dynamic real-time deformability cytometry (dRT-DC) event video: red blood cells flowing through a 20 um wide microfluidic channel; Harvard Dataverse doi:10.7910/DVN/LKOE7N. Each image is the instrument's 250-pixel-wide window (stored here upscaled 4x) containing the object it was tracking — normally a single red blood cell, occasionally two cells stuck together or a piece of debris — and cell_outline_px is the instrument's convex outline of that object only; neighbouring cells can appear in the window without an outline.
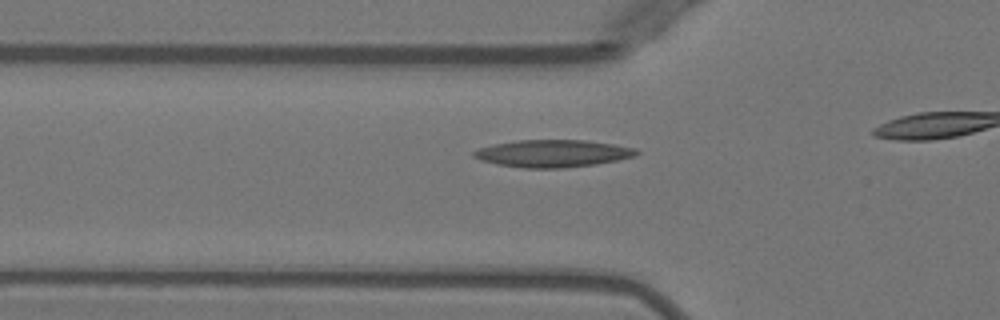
{"species": "Egyptian fruit bat (a non-hibernating species)", "species_latin": "Rousettus aegyptiacus", "temperature_condition": "warm", "stored_images_in_passage": 13, "camera_frame_rate_fps": 3000, "um_per_image_px": 0.085, "animal": {"sex": "female"}, "frame": {"image": 1, "passage_image": 8, "time_ms": 2.333, "image_size_px": [1000, 320], "cell_outline_px": [[640, 152], [636, 156], [596, 164], [564, 168], [524, 168], [496, 164], [480, 160], [472, 156], [472, 152], [480, 148], [496, 144], [516, 140], [584, 140], [616, 144], [636, 148]], "centroid_in_image_um": [47.01, 13.04], "position_along_channel_um": 78.8, "area_um2": 25.95}}
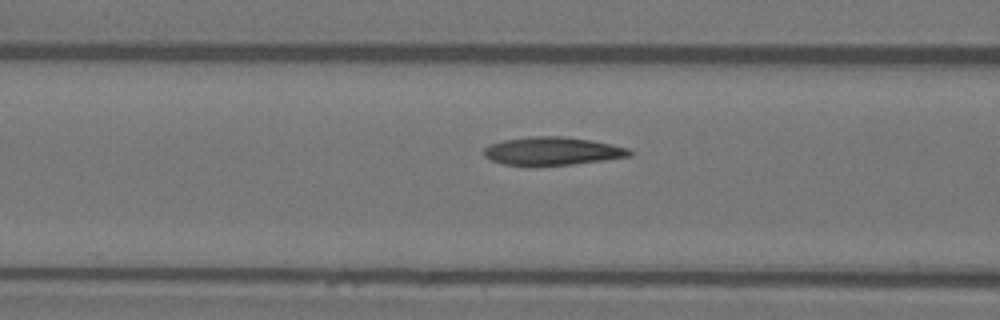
{"frame": {"image": 2, "passage_image": 11, "time_ms": 3.333, "image_size_px": [1000, 320], "cell_outline_px": [[632, 156], [604, 160], [572, 164], [504, 164], [492, 160], [484, 156], [484, 148], [488, 144], [504, 140], [536, 136], [564, 136], [592, 140], [612, 144], [628, 148], [632, 152]], "centroid_in_image_um": [46.99, 12.82], "position_along_channel_um": 119.6, "area_um2": 23.47}}